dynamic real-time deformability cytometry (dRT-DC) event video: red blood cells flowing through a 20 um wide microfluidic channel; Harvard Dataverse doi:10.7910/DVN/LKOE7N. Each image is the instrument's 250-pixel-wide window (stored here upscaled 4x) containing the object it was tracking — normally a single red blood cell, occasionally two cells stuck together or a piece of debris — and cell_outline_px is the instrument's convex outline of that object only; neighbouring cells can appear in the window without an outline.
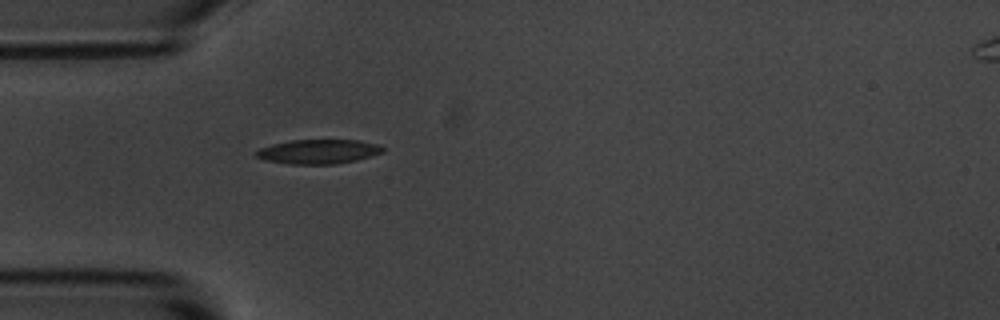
{"species": "common noctule bat (a hibernating species)", "species_latin": "Nyctalus noctula", "temperature_condition": "room temperature", "stored_images_in_passage": 37, "camera_frame_rate_fps": 3000, "um_per_image_px": 0.085, "animal": {"sex": "male", "body_mass_g": 20.1, "forearm_length_mm": 53.5}, "frame": {"image": 1, "passage_image": 1, "time_ms": 0.0, "image_size_px": [1000, 320], "cell_outline_px": [[384, 152], [356, 160], [336, 164], [288, 164], [264, 160], [256, 156], [256, 152], [260, 148], [272, 144], [292, 140], [356, 140], [376, 144], [384, 148]], "centroid_in_image_um": [27.05, 12.89], "position_along_channel_um": 58.0, "area_um2": 17.86}}
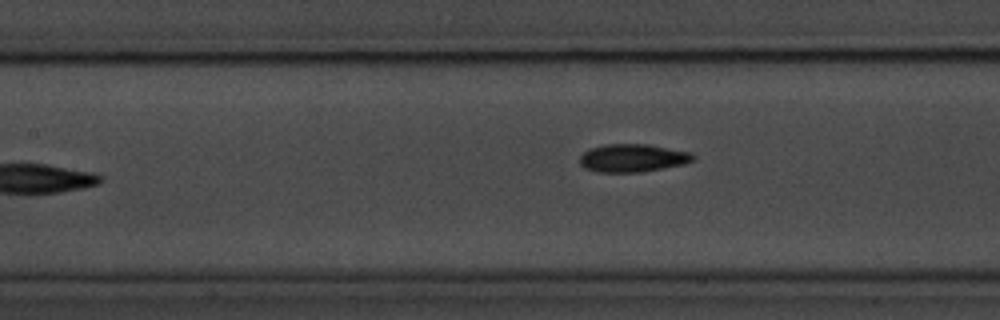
{"frame": {"image": 2, "passage_image": 9, "time_ms": 2.667, "image_size_px": [1000, 320], "cell_outline_px": [[696, 156], [692, 160], [684, 164], [640, 172], [596, 172], [584, 168], [580, 164], [580, 156], [588, 148], [604, 144], [648, 144], [692, 152]], "centroid_in_image_um": [53.76, 13.42], "position_along_channel_um": 153.6, "area_um2": 18.61}}
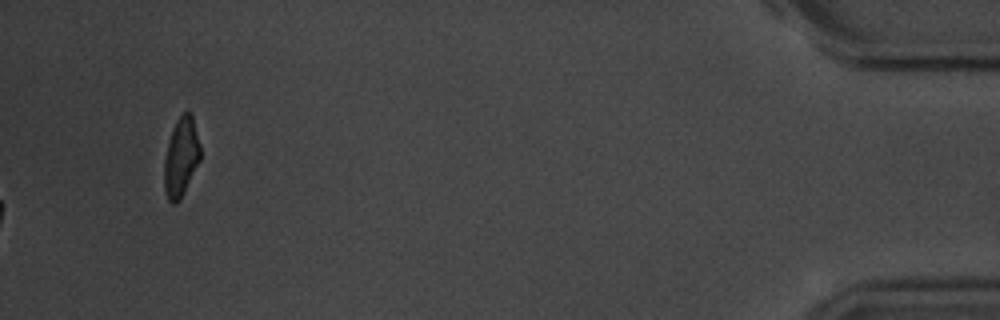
{"frame": {"image": 3, "passage_image": 37, "time_ms": 12.0, "image_size_px": [1000, 320], "cell_outline_px": [[200, 160], [180, 200], [176, 204], [172, 204], [168, 200], [164, 188], [164, 160], [168, 140], [172, 128], [176, 120], [188, 108], [192, 116], [200, 144]], "centroid_in_image_um": [15.38, 13.35], "position_along_channel_um": 419.8, "area_um2": 16.76}, "authors_computed_cell_mechanics": {"area_um2": 18.2648, "velocity_mm_per_s": 3.6738, "shape_relaxation_time_tau1_ms": 2.7162, "shape_relaxation_time_tau2_ms": 2.7855, "deformation_change_tau1": 0.1292, "deformation_change_tau2": 0.0888}}